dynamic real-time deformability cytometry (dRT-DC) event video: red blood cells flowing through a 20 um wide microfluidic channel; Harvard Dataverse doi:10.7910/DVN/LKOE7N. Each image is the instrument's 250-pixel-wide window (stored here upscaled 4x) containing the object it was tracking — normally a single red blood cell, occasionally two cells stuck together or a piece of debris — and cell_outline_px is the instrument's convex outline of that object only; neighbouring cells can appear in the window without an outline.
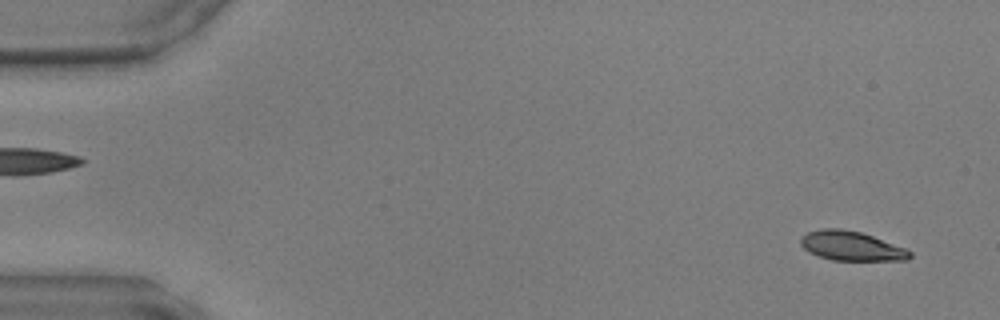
{"species": "common noctule bat (a hibernating species)", "species_latin": "Nyctalus noctula", "temperature_condition": "warm", "stored_images_in_passage": 47, "camera_frame_rate_fps": 3000, "um_per_image_px": 0.085, "animal": {"sex": "male", "body_mass_g": 17.9, "forearm_length_mm": 54.2}, "frame": {"image": 1, "passage_image": 2, "time_ms": 0.333, "image_size_px": [1000, 320], "cell_outline_px": [[912, 256], [908, 260], [832, 260], [808, 252], [800, 244], [800, 236], [808, 232], [820, 228], [840, 228], [860, 232], [872, 236], [904, 248], [912, 252]], "centroid_in_image_um": [72.32, 20.9], "position_along_channel_um": 12.7, "area_um2": 18.61}}
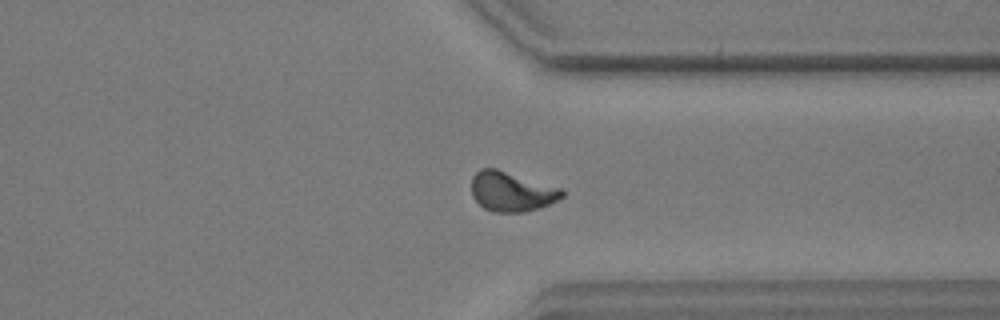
{"frame": {"image": 2, "passage_image": 36, "time_ms": 11.667, "image_size_px": [1000, 320], "cell_outline_px": [[564, 196], [548, 204], [524, 212], [492, 212], [484, 208], [472, 196], [472, 176], [480, 168], [496, 168], [560, 188], [564, 192]], "centroid_in_image_um": [43.44, 16.28], "position_along_channel_um": 368.0, "area_um2": 20.69}}
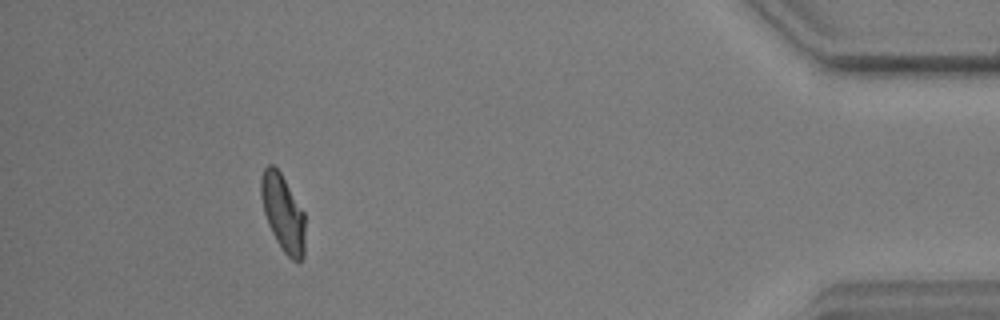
{"frame": {"image": 3, "passage_image": 43, "time_ms": 14.0, "image_size_px": [1000, 320], "cell_outline_px": [[304, 256], [296, 264], [284, 252], [276, 240], [268, 224], [264, 212], [260, 196], [260, 180], [264, 168], [268, 164], [272, 164], [280, 172], [304, 212]], "centroid_in_image_um": [24.04, 18.1], "position_along_channel_um": 411.2, "area_um2": 19.65}}